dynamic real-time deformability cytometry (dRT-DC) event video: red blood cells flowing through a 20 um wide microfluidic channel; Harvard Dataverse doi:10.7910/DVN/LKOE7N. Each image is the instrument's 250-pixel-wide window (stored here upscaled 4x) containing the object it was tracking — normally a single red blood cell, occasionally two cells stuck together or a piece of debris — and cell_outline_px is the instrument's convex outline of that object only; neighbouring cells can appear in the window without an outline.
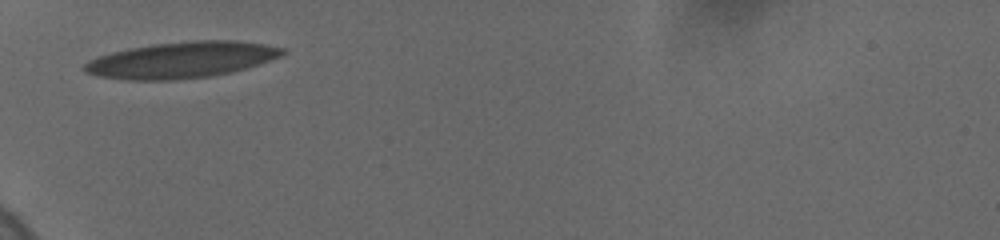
{"species": "human", "species_latin": "Homo sapiens", "temperature_condition": "cold", "stored_images_in_passage": 21, "camera_frame_rate_fps": 3000, "um_per_image_px": 0.085, "donor": {"sex": "female"}, "frame": {"image": 1, "passage_image": 1, "time_ms": 0.0, "image_size_px": [1000, 240], "cell_outline_px": [[288, 52], [280, 56], [260, 64], [232, 72], [208, 76], [172, 80], [124, 80], [96, 76], [84, 72], [80, 68], [88, 60], [96, 56], [128, 48], [152, 44], [192, 40], [236, 40], [264, 44], [284, 48]], "centroid_in_image_um": [15.38, 5.09], "position_along_channel_um": 69.6, "area_um2": 42.14}}
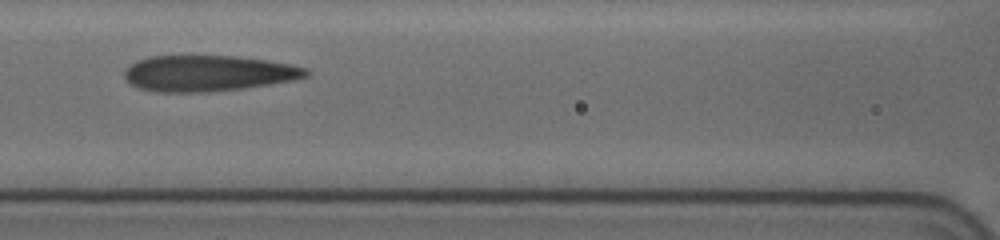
{"frame": {"image": 2, "passage_image": 14, "time_ms": 2.333, "image_size_px": [1000, 240], "cell_outline_px": [[308, 76], [296, 80], [244, 88], [204, 92], [156, 92], [140, 88], [132, 84], [124, 76], [124, 68], [128, 64], [136, 60], [148, 56], [240, 56], [268, 60], [288, 64], [304, 68], [308, 72]], "centroid_in_image_um": [17.66, 6.22], "position_along_channel_um": 148.9, "area_um2": 38.15}}
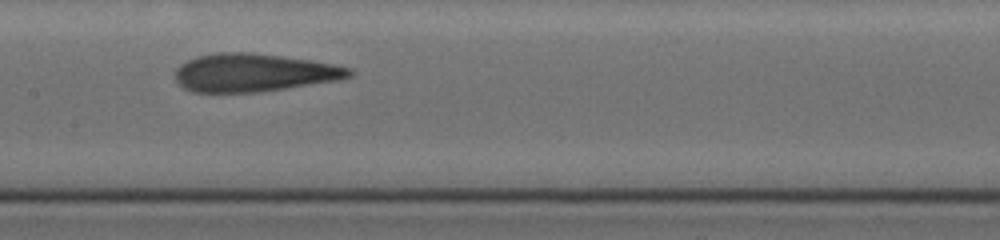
{"frame": {"image": 3, "passage_image": 20, "time_ms": 3.333, "image_size_px": [1000, 240], "cell_outline_px": [[352, 76], [336, 80], [284, 88], [256, 92], [192, 92], [184, 88], [176, 80], [176, 68], [180, 64], [196, 56], [220, 52], [248, 52], [312, 60], [336, 64], [352, 68]], "centroid_in_image_um": [21.56, 6.16], "position_along_channel_um": 185.8, "area_um2": 38.38}}